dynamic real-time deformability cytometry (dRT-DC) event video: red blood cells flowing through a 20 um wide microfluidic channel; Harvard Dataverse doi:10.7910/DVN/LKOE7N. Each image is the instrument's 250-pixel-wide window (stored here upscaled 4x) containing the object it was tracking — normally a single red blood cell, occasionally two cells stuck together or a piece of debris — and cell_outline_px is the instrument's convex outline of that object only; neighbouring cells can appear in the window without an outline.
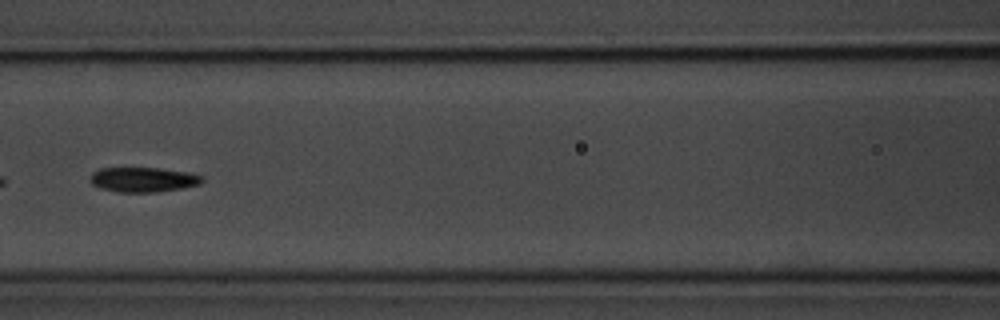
{"species": "common noctule bat (a hibernating species)", "species_latin": "Nyctalus noctula", "temperature_condition": "room temperature", "stored_images_in_passage": 8, "camera_frame_rate_fps": 3000, "um_per_image_px": 0.085, "animal": {"sex": "male", "body_mass_g": 20.1, "forearm_length_mm": 53.5}, "frame": {"image": 1, "passage_image": 7, "time_ms": 7.0, "image_size_px": [1000, 320], "cell_outline_px": [[204, 180], [200, 184], [180, 188], [152, 192], [120, 192], [100, 188], [92, 184], [88, 180], [92, 172], [100, 168], [160, 168], [188, 172], [204, 176]], "centroid_in_image_um": [12.15, 15.25], "position_along_channel_um": 154.5, "area_um2": 16.18}}